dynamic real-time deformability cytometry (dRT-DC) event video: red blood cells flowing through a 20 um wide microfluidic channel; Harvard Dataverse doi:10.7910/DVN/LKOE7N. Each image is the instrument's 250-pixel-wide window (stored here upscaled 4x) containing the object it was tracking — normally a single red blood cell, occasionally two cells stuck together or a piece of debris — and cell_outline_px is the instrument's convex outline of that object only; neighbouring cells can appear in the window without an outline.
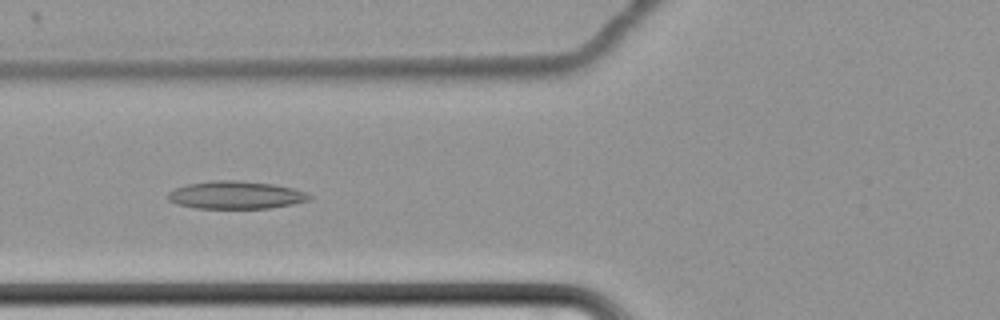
{"species": "common noctule bat (a hibernating species)", "species_latin": "Nyctalus noctula", "temperature_condition": "cold", "stored_images_in_passage": 65, "camera_frame_rate_fps": 3000, "um_per_image_px": 0.085, "animal": {"sex": "female", "body_mass_g": 22.7, "forearm_length_mm": 54.2}, "frame": {"image": 1, "passage_image": 30, "time_ms": 9.667, "image_size_px": [1000, 320], "cell_outline_px": [[312, 196], [308, 200], [292, 204], [268, 208], [196, 208], [176, 204], [168, 200], [168, 192], [176, 188], [188, 184], [212, 180], [236, 180], [272, 184], [292, 188], [304, 192]], "centroid_in_image_um": [20.0, 16.58], "position_along_channel_um": 105.8, "area_um2": 22.66}}
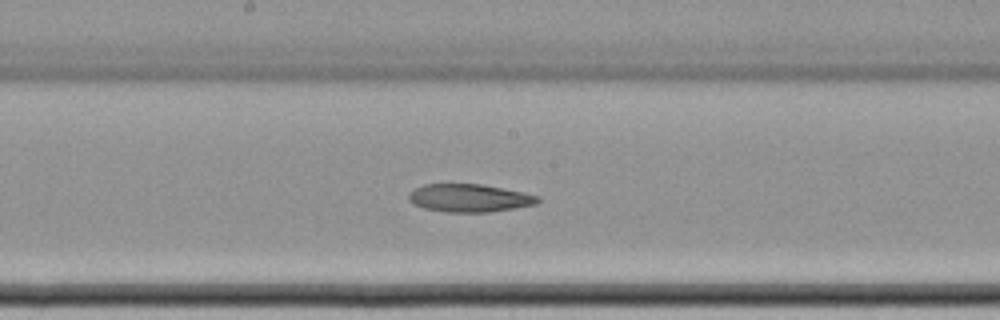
{"frame": {"image": 2, "passage_image": 39, "time_ms": 12.667, "image_size_px": [1000, 320], "cell_outline_px": [[540, 200], [536, 204], [516, 208], [488, 212], [444, 212], [424, 208], [412, 204], [408, 200], [408, 196], [416, 188], [424, 184], [480, 184], [524, 192], [540, 196]], "centroid_in_image_um": [39.91, 16.84], "position_along_channel_um": 208.3, "area_um2": 21.04}}
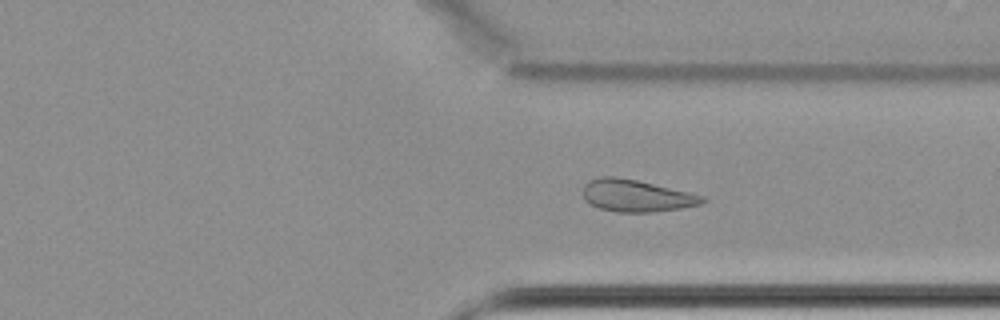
{"frame": {"image": 3, "passage_image": 52, "time_ms": 17.0, "image_size_px": [1000, 320], "cell_outline_px": [[708, 200], [700, 204], [680, 208], [652, 212], [616, 212], [600, 208], [584, 200], [584, 184], [588, 180], [600, 176], [616, 176], [636, 180], [688, 192], [704, 196]], "centroid_in_image_um": [54.07, 16.63], "position_along_channel_um": 357.3, "area_um2": 22.14}}